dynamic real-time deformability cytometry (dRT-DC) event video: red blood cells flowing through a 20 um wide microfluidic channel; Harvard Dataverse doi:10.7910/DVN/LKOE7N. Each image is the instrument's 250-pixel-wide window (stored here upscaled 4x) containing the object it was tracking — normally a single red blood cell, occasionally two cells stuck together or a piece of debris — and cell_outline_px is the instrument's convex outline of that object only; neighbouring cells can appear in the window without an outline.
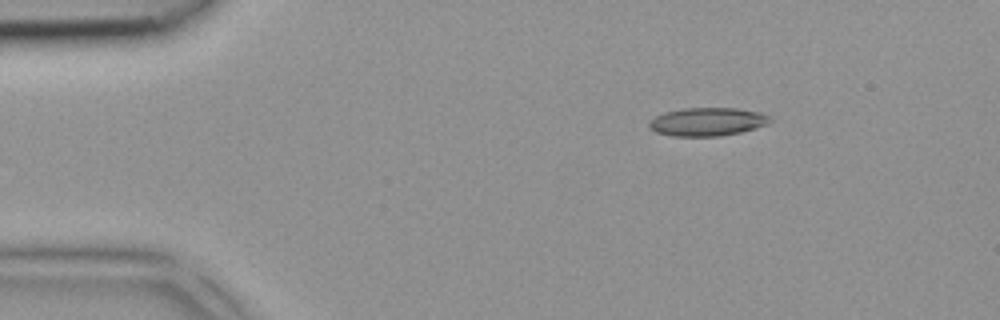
{"species": "common noctule bat (a hibernating species)", "species_latin": "Nyctalus noctula", "temperature_condition": "room temperature", "stored_images_in_passage": 3, "segment_of_instrument_passage": [1, 2], "camera_frame_rate_fps": 3000, "um_per_image_px": 0.085, "animal": {"sex": "female", "body_mass_g": 18.4}, "frame": {"image": 1, "passage_image": 1, "time_ms": 0.0, "image_size_px": [1000, 320], "cell_outline_px": [[772, 120], [768, 124], [756, 128], [740, 132], [720, 136], [672, 136], [656, 132], [648, 128], [648, 120], [664, 112], [684, 108], [736, 108], [760, 112], [768, 116]], "centroid_in_image_um": [60.09, 10.35], "position_along_channel_um": 24.9, "area_um2": 20.06}}